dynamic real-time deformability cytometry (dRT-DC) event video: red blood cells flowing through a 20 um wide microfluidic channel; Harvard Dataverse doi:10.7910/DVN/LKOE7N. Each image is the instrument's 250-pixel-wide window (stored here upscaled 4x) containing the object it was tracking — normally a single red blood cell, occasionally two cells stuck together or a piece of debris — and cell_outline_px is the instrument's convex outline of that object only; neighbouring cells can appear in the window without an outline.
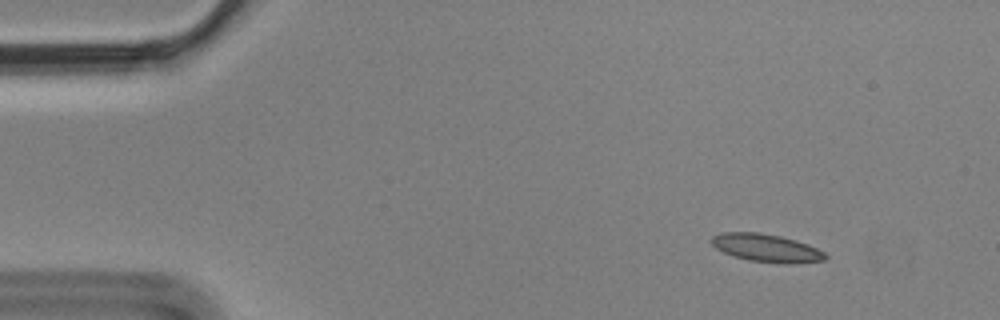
{"species": "Egyptian fruit bat (a non-hibernating species)", "species_latin": "Rousettus aegyptiacus", "temperature_condition": "cold", "stored_images_in_passage": 4, "camera_frame_rate_fps": 3000, "um_per_image_px": 0.085, "animal": {"sex": "male"}, "frame": {"image": 1, "passage_image": 1, "time_ms": 0.0, "image_size_px": [1000, 320], "cell_outline_px": [[828, 256], [824, 260], [792, 264], [780, 264], [748, 260], [724, 252], [716, 248], [712, 244], [712, 236], [720, 232], [756, 232], [780, 236], [796, 240], [808, 244], [824, 252]], "centroid_in_image_um": [65.16, 21.08], "position_along_channel_um": 19.8, "area_um2": 18.5}}
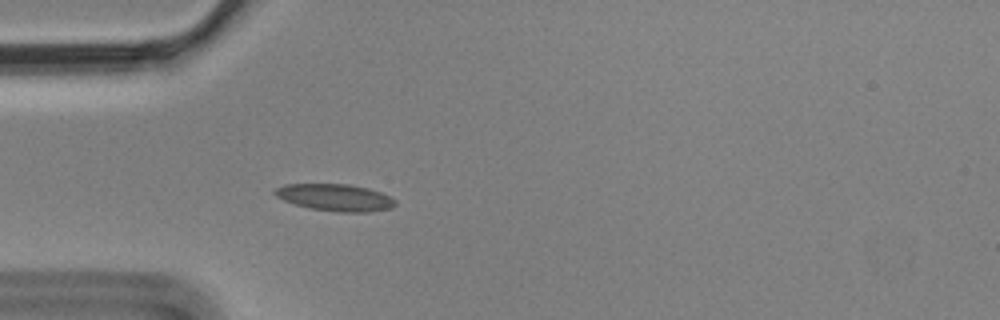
{"frame": {"image": 2, "passage_image": 4, "time_ms": 1.0, "image_size_px": [1000, 320], "cell_outline_px": [[396, 204], [392, 208], [368, 212], [336, 212], [308, 208], [284, 200], [276, 196], [272, 192], [276, 188], [284, 184], [348, 184], [368, 188], [380, 192], [396, 200]], "centroid_in_image_um": [28.49, 16.79], "position_along_channel_um": 56.5, "area_um2": 18.96}}